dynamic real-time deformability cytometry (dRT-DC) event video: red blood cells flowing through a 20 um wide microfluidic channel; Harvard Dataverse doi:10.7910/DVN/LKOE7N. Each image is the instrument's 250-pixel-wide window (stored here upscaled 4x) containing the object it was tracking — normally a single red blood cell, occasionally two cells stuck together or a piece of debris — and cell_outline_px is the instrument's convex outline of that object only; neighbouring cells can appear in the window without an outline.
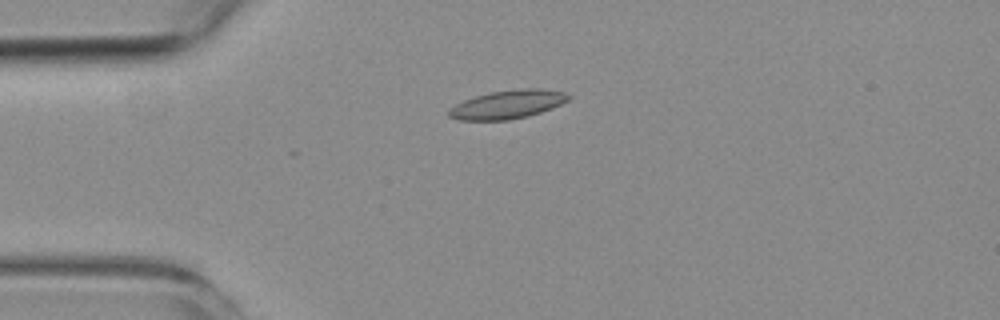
{"species": "common noctule bat (a hibernating species)", "species_latin": "Nyctalus noctula", "temperature_condition": "room temperature", "stored_images_in_passage": 5, "camera_frame_rate_fps": 3000, "um_per_image_px": 0.085, "animal": {"sex": "female", "body_mass_g": 19.3, "forearm_length_mm": 54.1}, "frame": {"image": 1, "passage_image": 5, "time_ms": 5.333, "image_size_px": [1000, 320], "cell_outline_px": [[572, 96], [568, 100], [552, 108], [528, 116], [508, 120], [460, 120], [448, 116], [448, 108], [464, 100], [488, 92], [520, 88], [540, 88], [564, 92]], "centroid_in_image_um": [43.14, 8.87], "position_along_channel_um": 41.9, "area_um2": 19.94}}